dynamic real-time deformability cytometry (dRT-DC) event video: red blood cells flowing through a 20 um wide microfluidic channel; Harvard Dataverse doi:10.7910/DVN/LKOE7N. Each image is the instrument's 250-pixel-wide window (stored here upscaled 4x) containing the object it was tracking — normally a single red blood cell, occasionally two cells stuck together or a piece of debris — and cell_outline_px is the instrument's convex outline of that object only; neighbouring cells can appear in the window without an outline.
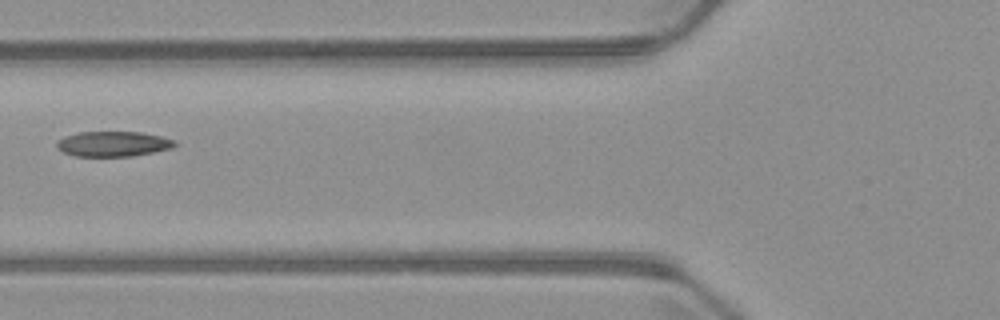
{"species": "common noctule bat (a hibernating species)", "species_latin": "Nyctalus noctula", "temperature_condition": "warm", "stored_images_in_passage": 2, "camera_frame_rate_fps": 3000, "um_per_image_px": 0.085, "animal": {"sex": "male", "body_mass_g": 23.1, "forearm_length_mm": 52.7}, "frame": {"image": 1, "passage_image": 2, "time_ms": 1.0, "image_size_px": [1000, 320], "cell_outline_px": [[180, 144], [172, 148], [132, 156], [76, 156], [64, 152], [56, 148], [56, 140], [64, 136], [80, 132], [140, 132], [160, 136], [176, 140]], "centroid_in_image_um": [9.62, 12.23], "position_along_channel_um": 116.2, "area_um2": 17.4}}